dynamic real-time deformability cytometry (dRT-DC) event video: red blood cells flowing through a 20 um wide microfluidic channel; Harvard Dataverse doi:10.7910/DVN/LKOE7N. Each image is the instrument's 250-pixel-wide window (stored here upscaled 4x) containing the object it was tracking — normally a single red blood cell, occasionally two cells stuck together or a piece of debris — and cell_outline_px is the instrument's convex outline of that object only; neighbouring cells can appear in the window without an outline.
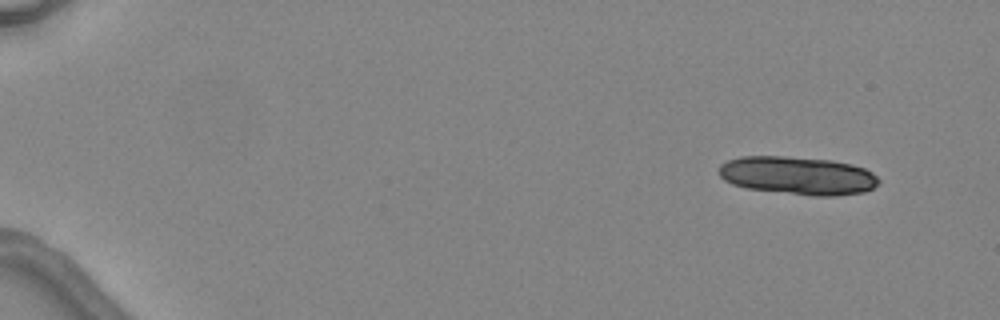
{"species": "common noctule bat (a hibernating species)", "species_latin": "Nyctalus noctula", "temperature_condition": "warm", "stored_images_in_passage": 4, "camera_frame_rate_fps": 3000, "um_per_image_px": 0.085, "animal": {"sex": "female", "body_mass_g": 24.6, "forearm_length_mm": 56.2}, "frame": {"image": 1, "passage_image": 1, "time_ms": 0.0, "image_size_px": [1000, 320], "cell_outline_px": [[880, 180], [872, 188], [864, 192], [832, 196], [812, 196], [748, 188], [732, 184], [724, 180], [720, 176], [720, 164], [728, 160], [740, 156], [784, 156], [832, 160], [852, 164], [864, 168], [872, 172]], "centroid_in_image_um": [67.81, 14.92], "position_along_channel_um": 17.2, "area_um2": 35.49}}